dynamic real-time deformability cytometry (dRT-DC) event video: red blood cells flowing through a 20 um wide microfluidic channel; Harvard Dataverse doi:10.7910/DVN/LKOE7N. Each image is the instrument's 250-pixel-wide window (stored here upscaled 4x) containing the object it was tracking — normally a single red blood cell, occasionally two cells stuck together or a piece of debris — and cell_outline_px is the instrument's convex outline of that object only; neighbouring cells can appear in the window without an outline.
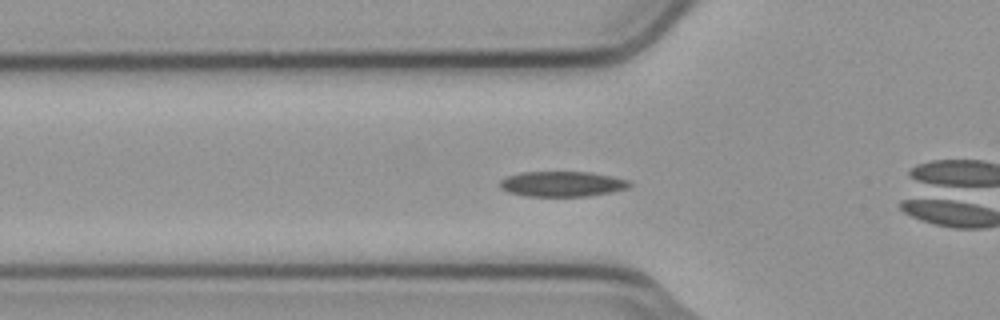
{"species": "common noctule bat (a hibernating species)", "species_latin": "Nyctalus noctula", "temperature_condition": "cold", "stored_images_in_passage": 44, "camera_frame_rate_fps": 3000, "um_per_image_px": 0.085, "animal": {"sex": "male", "body_mass_g": 23.1, "forearm_length_mm": 52.7}, "frame": {"image": 1, "passage_image": 7, "time_ms": 2.0, "image_size_px": [1000, 320], "cell_outline_px": [[632, 184], [628, 188], [612, 192], [588, 196], [528, 196], [508, 192], [500, 188], [500, 180], [508, 176], [520, 172], [592, 172], [612, 176], [628, 180]], "centroid_in_image_um": [47.8, 15.63], "position_along_channel_um": 78.0, "area_um2": 19.13}}
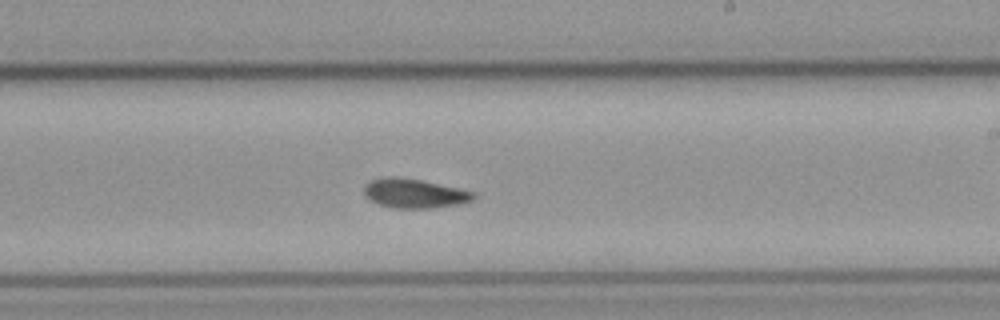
{"frame": {"image": 2, "passage_image": 21, "time_ms": 6.667, "image_size_px": [1000, 320], "cell_outline_px": [[476, 196], [472, 200], [460, 204], [432, 208], [396, 208], [380, 204], [372, 200], [364, 192], [364, 184], [368, 180], [384, 176], [396, 176], [420, 180], [476, 192]], "centroid_in_image_um": [35.22, 16.42], "position_along_channel_um": 253.8, "area_um2": 18.61}}
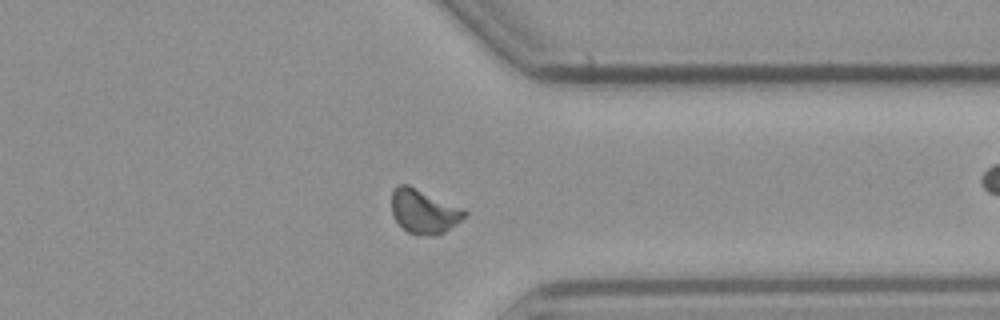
{"frame": {"image": 3, "passage_image": 31, "time_ms": 10.0, "image_size_px": [1000, 320], "cell_outline_px": [[468, 212], [456, 224], [444, 232], [436, 236], [428, 236], [408, 232], [392, 216], [392, 192], [400, 184], [408, 184], [464, 208]], "centroid_in_image_um": [36.04, 17.96], "position_along_channel_um": 375.4, "area_um2": 18.67}, "authors_computed_cell_mechanics": {"area_um2": 18.0336, "velocity_mm_per_s": 3.7491, "shape_relaxation_time_tau1_ms": 8.1925, "shape_relaxation_time_tau2_ms": 5.0874, "deformation_change_tau1": 0.1673, "deformation_change_tau2": 0.0923}}